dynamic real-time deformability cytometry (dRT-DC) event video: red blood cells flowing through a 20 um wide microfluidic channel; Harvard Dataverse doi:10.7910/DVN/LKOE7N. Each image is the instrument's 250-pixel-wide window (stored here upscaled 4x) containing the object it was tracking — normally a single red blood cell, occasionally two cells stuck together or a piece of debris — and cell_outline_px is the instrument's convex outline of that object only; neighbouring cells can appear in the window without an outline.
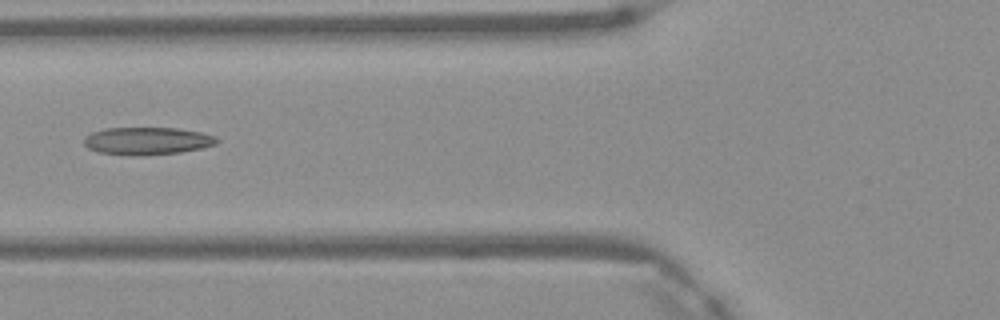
{"species": "Egyptian fruit bat (a non-hibernating species)", "species_latin": "Rousettus aegyptiacus", "temperature_condition": "warm", "stored_images_in_passage": 5, "camera_frame_rate_fps": 3000, "um_per_image_px": 0.085, "frame": {"image": 1, "passage_image": 5, "time_ms": 1.333, "image_size_px": [1000, 320], "cell_outline_px": [[220, 140], [216, 144], [200, 148], [180, 152], [132, 156], [100, 152], [88, 148], [84, 144], [84, 136], [92, 132], [104, 128], [176, 128], [200, 132], [216, 136]], "centroid_in_image_um": [12.5, 11.97], "position_along_channel_um": 113.3, "area_um2": 21.27}}